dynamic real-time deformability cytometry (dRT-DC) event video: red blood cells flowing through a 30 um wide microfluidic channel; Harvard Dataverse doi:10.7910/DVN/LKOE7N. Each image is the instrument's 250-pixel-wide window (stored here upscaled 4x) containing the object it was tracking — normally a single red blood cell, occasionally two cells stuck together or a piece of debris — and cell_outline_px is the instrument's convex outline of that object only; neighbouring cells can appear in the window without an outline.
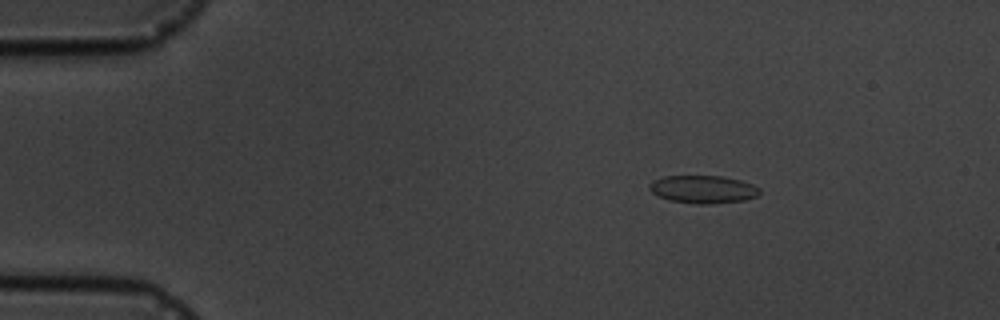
{"species": "common noctule bat (a hibernating species)", "species_latin": "Nyctalus noctula", "temperature_condition": "cold", "stored_images_in_passage": 5, "camera_frame_rate_fps": 3000, "um_per_image_px": 0.085, "animal": {"sex": "male", "body_mass_g": 19.5, "forearm_length_mm": 54.6}, "frame": {"image": 1, "passage_image": 2, "time_ms": 1.333, "image_size_px": [1000, 320], "cell_outline_px": [[760, 192], [756, 196], [744, 200], [712, 204], [696, 204], [668, 200], [652, 192], [648, 188], [648, 184], [652, 180], [664, 176], [720, 176], [740, 180], [752, 184], [760, 188]], "centroid_in_image_um": [59.74, 16.09], "position_along_channel_um": 25.3, "area_um2": 17.92}}
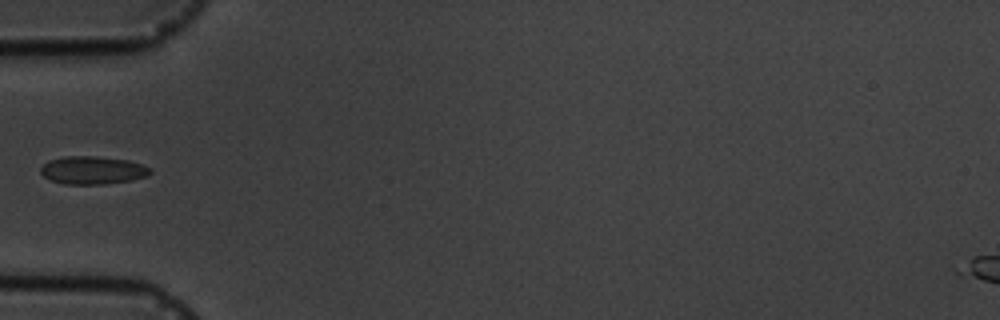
{"frame": {"image": 2, "passage_image": 5, "time_ms": 4.667, "image_size_px": [1000, 320], "cell_outline_px": [[152, 172], [148, 176], [132, 180], [104, 184], [64, 184], [52, 180], [44, 176], [40, 172], [40, 168], [48, 160], [64, 156], [96, 156], [128, 160], [144, 164], [152, 168]], "centroid_in_image_um": [7.91, 14.46], "position_along_channel_um": 77.1, "area_um2": 18.03}}